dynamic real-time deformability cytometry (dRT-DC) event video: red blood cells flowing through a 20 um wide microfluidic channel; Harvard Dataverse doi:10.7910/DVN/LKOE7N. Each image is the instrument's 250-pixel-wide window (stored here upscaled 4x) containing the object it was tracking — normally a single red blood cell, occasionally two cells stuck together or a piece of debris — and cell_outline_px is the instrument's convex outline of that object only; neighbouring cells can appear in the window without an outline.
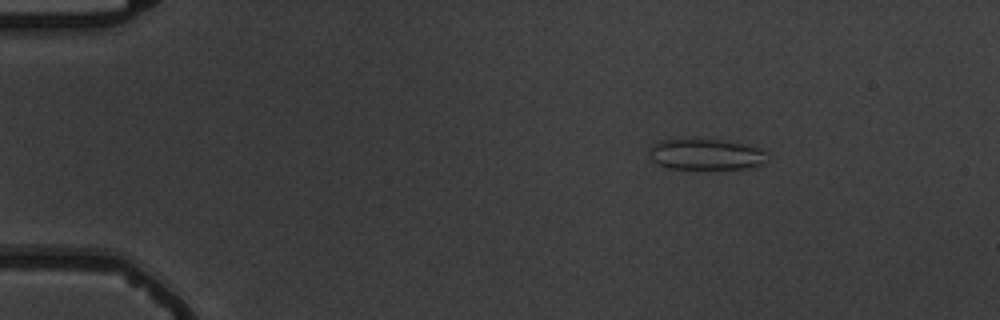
{"species": "common noctule bat (a hibernating species)", "species_latin": "Nyctalus noctula", "temperature_condition": "warm", "stored_images_in_passage": 9, "camera_frame_rate_fps": 3000, "um_per_image_px": 0.085, "animal": {"sex": "male", "body_mass_g": 19.5, "forearm_length_mm": 54.6}, "frame": {"image": 1, "passage_image": 2, "time_ms": 2.0, "image_size_px": [1000, 320], "cell_outline_px": [[768, 160], [764, 164], [744, 168], [668, 168], [652, 160], [648, 156], [648, 148], [652, 144], [660, 140], [692, 136], [728, 140], [760, 148], [768, 152]], "centroid_in_image_um": [59.98, 13.05], "position_along_channel_um": 25.0, "area_um2": 22.25}}
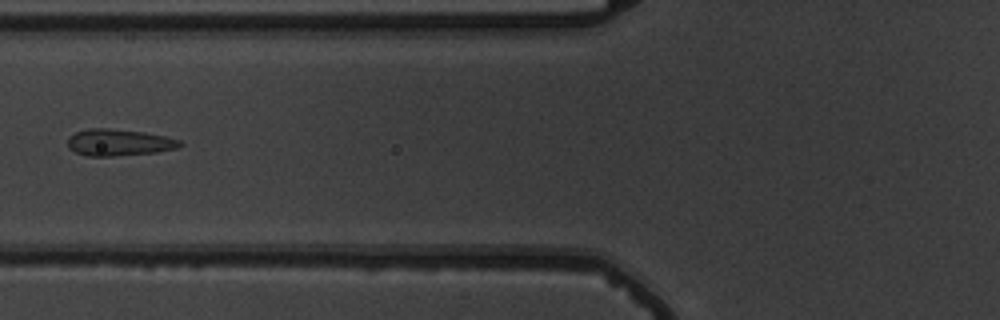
{"frame": {"image": 2, "passage_image": 6, "time_ms": 6.667, "image_size_px": [1000, 320], "cell_outline_px": [[184, 144], [176, 148], [156, 152], [112, 156], [88, 156], [76, 152], [68, 148], [68, 136], [76, 132], [88, 128], [108, 128], [144, 132], [164, 136], [180, 140]], "centroid_in_image_um": [10.09, 12.1], "position_along_channel_um": 115.7, "area_um2": 17.4}}
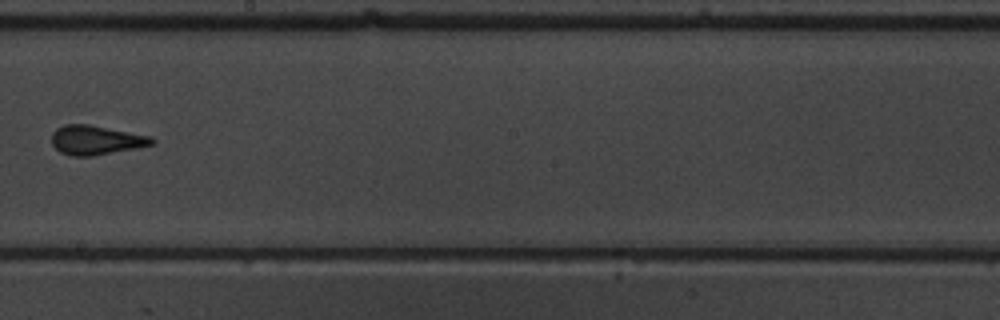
{"frame": {"image": 3, "passage_image": 9, "time_ms": 10.0, "image_size_px": [1000, 320], "cell_outline_px": [[156, 144], [136, 148], [92, 156], [72, 156], [60, 152], [52, 144], [52, 132], [56, 128], [64, 124], [88, 124], [152, 136], [156, 140]], "centroid_in_image_um": [8.18, 11.9], "position_along_channel_um": 240.0, "area_um2": 17.22}}